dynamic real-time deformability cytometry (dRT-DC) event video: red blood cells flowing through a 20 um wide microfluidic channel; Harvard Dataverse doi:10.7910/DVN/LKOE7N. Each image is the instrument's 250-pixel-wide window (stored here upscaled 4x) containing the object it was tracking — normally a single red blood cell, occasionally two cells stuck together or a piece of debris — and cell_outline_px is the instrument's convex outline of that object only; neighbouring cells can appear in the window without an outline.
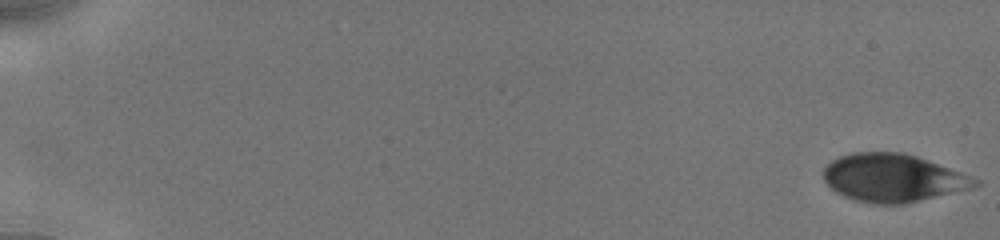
{"species": "human", "species_latin": "Homo sapiens", "temperature_condition": "cold", "stored_images_in_passage": 25, "camera_frame_rate_fps": 3000, "um_per_image_px": 0.085, "donor": {"sex": "male"}, "frame": {"image": 1, "passage_image": 1, "time_ms": 0.0, "image_size_px": [1000, 240], "cell_outline_px": [[980, 184], [972, 188], [904, 204], [872, 204], [856, 200], [844, 196], [836, 192], [824, 180], [824, 168], [832, 160], [840, 156], [852, 152], [904, 152], [916, 156], [972, 176], [980, 180]], "centroid_in_image_um": [75.9, 15.12], "position_along_channel_um": 9.1, "area_um2": 42.19}}
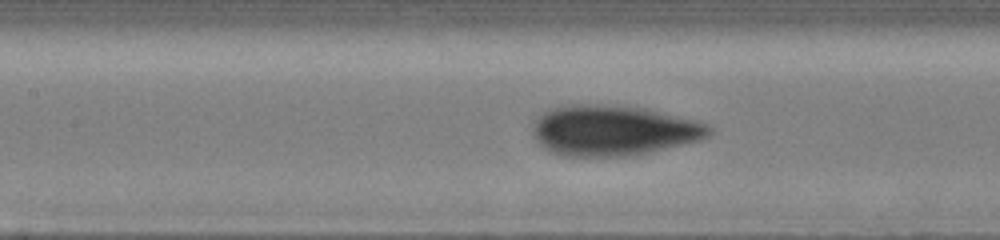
{"frame": {"image": 2, "passage_image": 15, "time_ms": 8.667, "image_size_px": [1000, 240], "cell_outline_px": [[712, 132], [708, 136], [700, 140], [648, 152], [628, 156], [564, 156], [552, 152], [544, 148], [536, 140], [536, 116], [548, 108], [564, 104], [620, 104], [644, 108], [696, 120], [708, 124], [712, 128]], "centroid_in_image_um": [52.14, 11.06], "position_along_channel_um": 155.3, "area_um2": 51.96}}
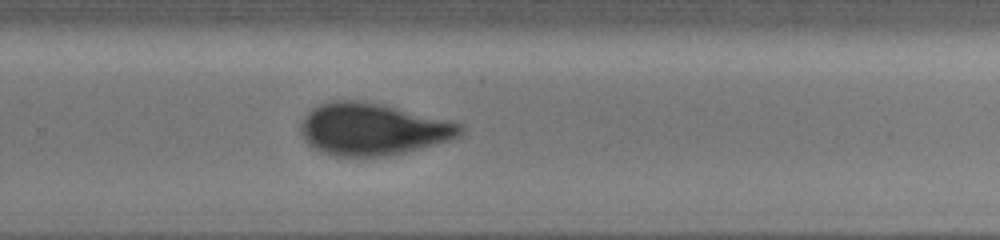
{"frame": {"image": 3, "passage_image": 25, "time_ms": 12.333, "image_size_px": [1000, 240], "cell_outline_px": [[464, 132], [460, 136], [452, 140], [404, 152], [384, 156], [336, 156], [324, 152], [308, 144], [300, 132], [300, 128], [304, 116], [312, 108], [320, 104], [332, 100], [364, 100], [384, 104], [464, 124]], "centroid_in_image_um": [31.71, 10.96], "position_along_channel_um": 298.1, "area_um2": 48.55}}